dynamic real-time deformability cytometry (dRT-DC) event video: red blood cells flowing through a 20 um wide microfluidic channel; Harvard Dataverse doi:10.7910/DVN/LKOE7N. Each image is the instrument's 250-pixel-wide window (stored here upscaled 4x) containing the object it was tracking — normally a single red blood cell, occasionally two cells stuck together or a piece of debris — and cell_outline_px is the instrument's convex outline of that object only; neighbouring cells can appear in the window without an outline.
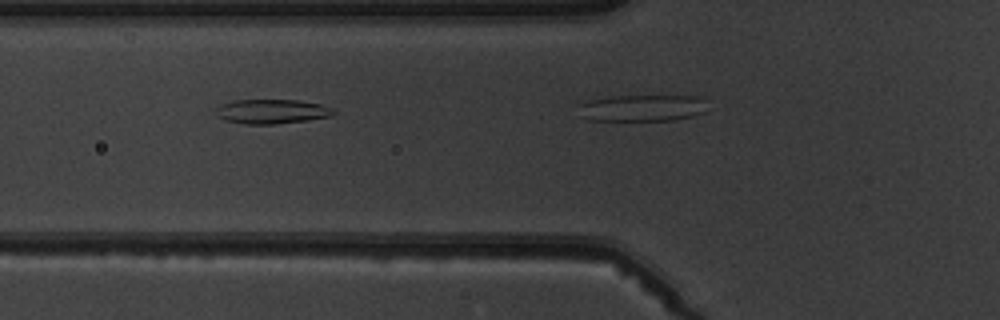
{"species": "common noctule bat (a hibernating species)", "species_latin": "Nyctalus noctula", "temperature_condition": "warm", "stored_images_in_passage": 5, "camera_frame_rate_fps": 3000, "um_per_image_px": 0.085, "animal": {"sex": "male", "body_mass_g": 19.5, "forearm_length_mm": 54.6}, "frame": {"image": 1, "passage_image": 4, "time_ms": 4.333, "image_size_px": [1000, 320], "cell_outline_px": [[336, 112], [332, 116], [308, 120], [276, 124], [244, 124], [224, 120], [216, 116], [212, 112], [212, 108], [220, 104], [236, 100], [300, 100], [320, 104], [332, 108]], "centroid_in_image_um": [23.03, 9.47], "position_along_channel_um": 102.8, "area_um2": 17.11}}